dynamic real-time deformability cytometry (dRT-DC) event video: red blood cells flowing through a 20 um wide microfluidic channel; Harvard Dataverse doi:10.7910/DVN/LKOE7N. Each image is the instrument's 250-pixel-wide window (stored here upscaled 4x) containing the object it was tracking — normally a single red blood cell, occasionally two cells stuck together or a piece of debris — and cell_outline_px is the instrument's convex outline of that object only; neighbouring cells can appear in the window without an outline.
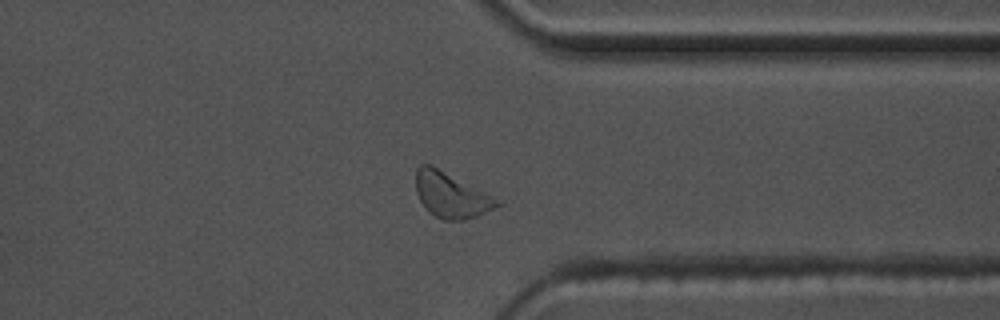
{"species": "common noctule bat (a hibernating species)", "species_latin": "Nyctalus noctula", "temperature_condition": "warm", "stored_images_in_passage": 44, "camera_frame_rate_fps": 3000, "um_per_image_px": 0.085, "animal": {"sex": "male", "body_mass_g": 17.5, "forearm_length_mm": 52.3}, "frame": {"image": 1, "passage_image": 32, "time_ms": 10.333, "image_size_px": [1000, 320], "cell_outline_px": [[504, 204], [476, 216], [460, 220], [444, 220], [428, 212], [424, 208], [416, 192], [416, 168], [420, 164], [432, 164]], "centroid_in_image_um": [38.27, 16.58], "position_along_channel_um": 373.1, "area_um2": 20.98}, "authors_computed_cell_mechanics": {"area_um2": 20.3745, "velocity_mm_per_s": 3.5851, "shape_relaxation_time_tau1_ms": 4.7042, "shape_relaxation_time_tau2_ms": 8.5824, "deformation_change_tau1": 0.1462, "deformation_change_tau2": 0.1604}}